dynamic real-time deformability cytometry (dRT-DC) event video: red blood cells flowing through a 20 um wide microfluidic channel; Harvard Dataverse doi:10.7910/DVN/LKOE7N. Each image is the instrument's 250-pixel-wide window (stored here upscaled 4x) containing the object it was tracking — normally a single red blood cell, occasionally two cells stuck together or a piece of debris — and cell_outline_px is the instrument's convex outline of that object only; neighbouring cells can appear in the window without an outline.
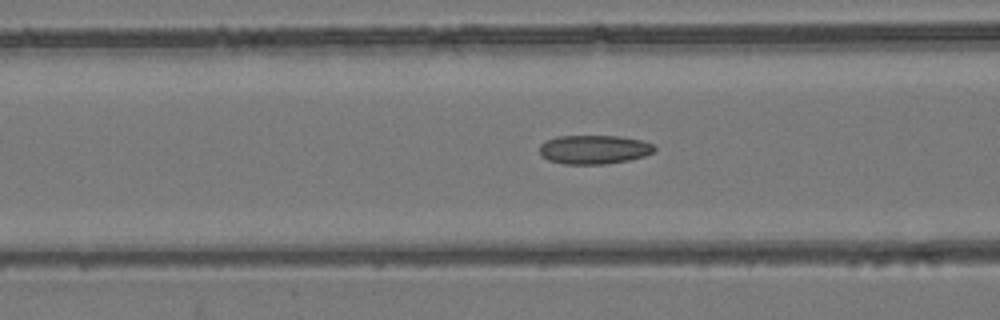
{"species": "common noctule bat (a hibernating species)", "species_latin": "Nyctalus noctula", "temperature_condition": "room temperature", "stored_images_in_passage": 54, "camera_frame_rate_fps": 3000, "um_per_image_px": 0.085, "animal": {"sex": "female", "body_mass_g": 24.6, "forearm_length_mm": 56.2}, "frame": {"image": 1, "passage_image": 22, "time_ms": 7.0, "image_size_px": [1000, 320], "cell_outline_px": [[656, 148], [652, 152], [644, 156], [628, 160], [608, 164], [564, 164], [548, 160], [540, 156], [540, 144], [556, 136], [620, 136], [640, 140], [652, 144]], "centroid_in_image_um": [50.46, 12.71], "position_along_channel_um": 116.1, "area_um2": 19.36}}
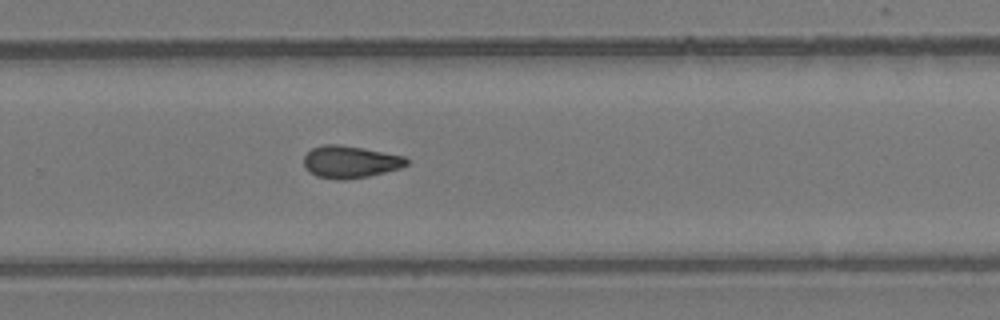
{"frame": {"image": 2, "passage_image": 36, "time_ms": 11.667, "image_size_px": [1000, 320], "cell_outline_px": [[408, 164], [400, 168], [368, 176], [344, 180], [336, 180], [316, 176], [308, 172], [304, 164], [304, 156], [312, 148], [324, 144], [340, 144], [364, 148], [404, 156], [408, 160]], "centroid_in_image_um": [29.74, 13.76], "position_along_channel_um": 300.1, "area_um2": 19.36}}
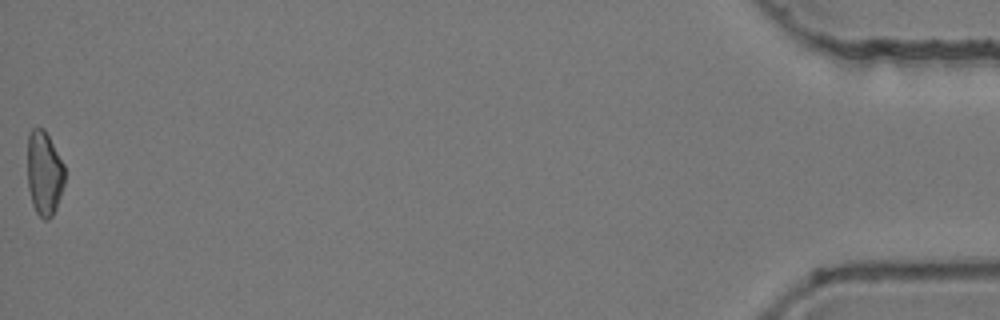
{"frame": {"image": 3, "passage_image": 54, "time_ms": 17.667, "image_size_px": [1000, 320], "cell_outline_px": [[64, 184], [56, 208], [52, 216], [48, 220], [44, 220], [36, 212], [32, 204], [28, 188], [28, 132], [32, 128], [44, 128], [64, 164]], "centroid_in_image_um": [3.75, 14.72], "position_along_channel_um": 431.4, "area_um2": 18.32}, "authors_computed_cell_mechanics": {"area_um2": 19.2763, "velocity_mm_per_s": 3.9392, "shape_relaxation_time_tau1_ms": null, "shape_relaxation_time_tau2_ms": 5.3598, "deformation_change_tau1": null, "deformation_change_tau2": 0.1256}}